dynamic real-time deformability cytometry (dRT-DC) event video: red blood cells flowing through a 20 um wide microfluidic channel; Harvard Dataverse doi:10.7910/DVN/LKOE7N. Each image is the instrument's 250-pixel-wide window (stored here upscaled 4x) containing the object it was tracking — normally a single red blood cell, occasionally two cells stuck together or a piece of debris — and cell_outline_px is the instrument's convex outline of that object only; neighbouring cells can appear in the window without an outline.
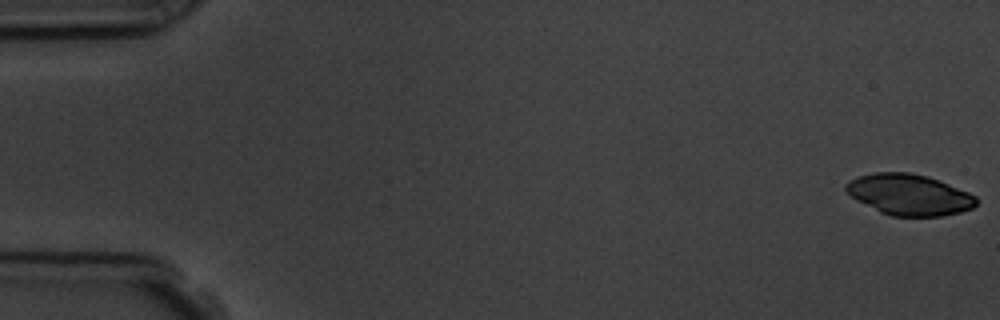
{"species": "common noctule bat (a hibernating species)", "species_latin": "Nyctalus noctula", "temperature_condition": "room temperature", "stored_images_in_passage": 6, "camera_frame_rate_fps": 3000, "um_per_image_px": 0.085, "animal": {"sex": "male", "body_mass_g": 19.5, "forearm_length_mm": 54.6}, "frame": {"image": 1, "passage_image": 1, "time_ms": 0.0, "image_size_px": [1000, 320], "cell_outline_px": [[976, 204], [972, 208], [960, 212], [940, 216], [892, 216], [880, 212], [856, 200], [844, 192], [844, 184], [848, 180], [860, 176], [876, 172], [908, 172], [928, 176], [968, 192], [976, 196]], "centroid_in_image_um": [77.23, 16.54], "position_along_channel_um": 7.8, "area_um2": 31.15}}